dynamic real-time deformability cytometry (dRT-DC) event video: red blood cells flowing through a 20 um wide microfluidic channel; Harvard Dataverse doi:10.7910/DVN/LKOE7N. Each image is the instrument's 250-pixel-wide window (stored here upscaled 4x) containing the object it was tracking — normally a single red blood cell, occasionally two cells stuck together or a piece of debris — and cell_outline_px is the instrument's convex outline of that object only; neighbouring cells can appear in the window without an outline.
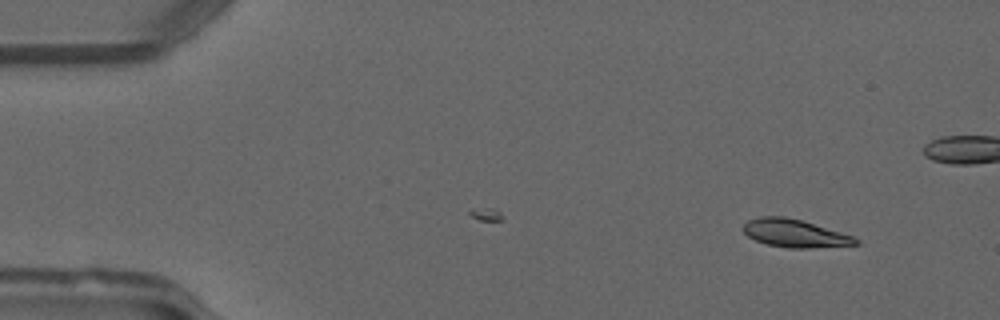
{"species": "common noctule bat (a hibernating species)", "species_latin": "Nyctalus noctula", "temperature_condition": "warm", "stored_images_in_passage": 40, "camera_frame_rate_fps": 3000, "um_per_image_px": 0.085, "animal": {"sex": "male", "forearm_length_mm": 52.5}, "frame": {"image": 1, "passage_image": 2, "time_ms": 0.333, "image_size_px": [1000, 320], "cell_outline_px": [[860, 244], [812, 248], [788, 248], [768, 244], [756, 240], [748, 236], [740, 228], [748, 220], [760, 216], [784, 216], [800, 220], [840, 232], [852, 236], [860, 240]], "centroid_in_image_um": [67.53, 19.83], "position_along_channel_um": 17.5, "area_um2": 18.15}}
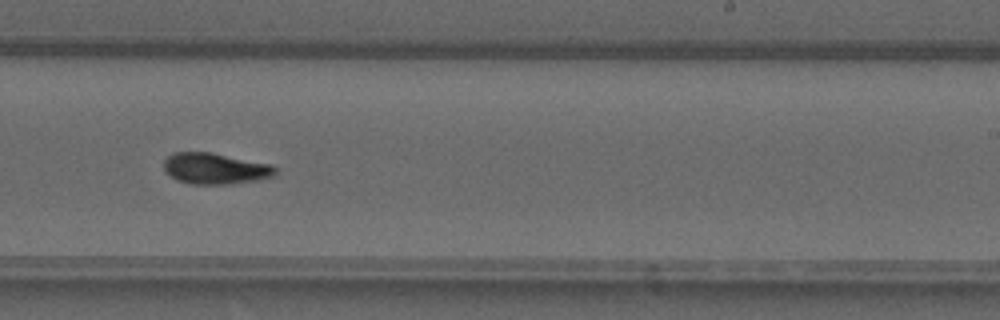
{"frame": {"image": 2, "passage_image": 28, "time_ms": 9.0, "image_size_px": [1000, 320], "cell_outline_px": [[276, 176], [260, 180], [232, 184], [192, 184], [176, 180], [164, 168], [164, 160], [172, 152], [212, 152], [272, 164], [276, 168]], "centroid_in_image_um": [18.34, 14.32], "position_along_channel_um": 270.7, "area_um2": 20.46}}
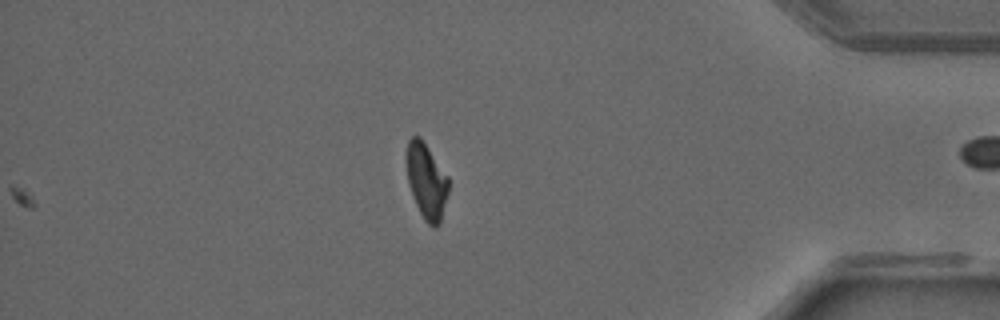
{"frame": {"image": 3, "passage_image": 40, "time_ms": 13.0, "image_size_px": [1000, 320], "cell_outline_px": [[448, 192], [440, 224], [436, 228], [432, 228], [424, 220], [412, 196], [408, 184], [404, 160], [408, 140], [412, 136], [420, 136], [448, 176]], "centroid_in_image_um": [36.22, 15.38], "position_along_channel_um": 399.0, "area_um2": 18.84}, "authors_computed_cell_mechanics": {"area_um2": 19.5364, "velocity_mm_per_s": 4.1128, "shape_relaxation_time_tau1_ms": 4.4999, "shape_relaxation_time_tau2_ms": 6.7769, "deformation_change_tau1": 0.1595, "deformation_change_tau2": 0.1263}}